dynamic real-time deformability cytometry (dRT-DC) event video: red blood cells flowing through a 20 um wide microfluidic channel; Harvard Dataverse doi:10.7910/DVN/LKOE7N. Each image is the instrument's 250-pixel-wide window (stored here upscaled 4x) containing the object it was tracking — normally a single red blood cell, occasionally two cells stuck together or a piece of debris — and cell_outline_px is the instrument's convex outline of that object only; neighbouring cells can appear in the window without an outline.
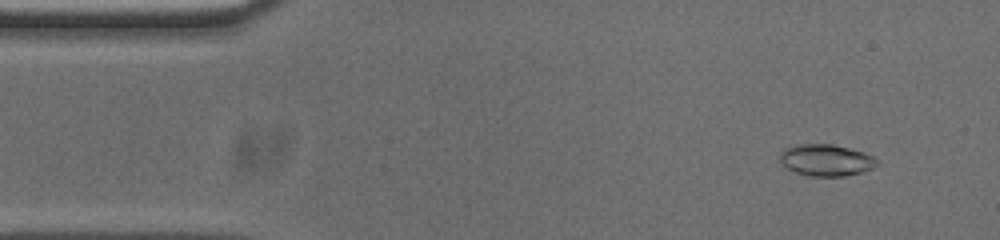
{"species": "common noctule bat (a hibernating species)", "species_latin": "Nyctalus noctula", "temperature_condition": "cold", "stored_images_in_passage": 53, "camera_frame_rate_fps": 3000, "um_per_image_px": 0.085, "animal": {"sex": "male", "body_mass_g": 20.0, "forearm_length_mm": 53.3}, "frame": {"image": 1, "passage_image": 4, "time_ms": 1.0, "image_size_px": [1000, 240], "cell_outline_px": [[880, 164], [864, 172], [844, 176], [812, 176], [796, 172], [780, 164], [780, 152], [784, 148], [796, 144], [832, 144], [864, 152], [872, 156]], "centroid_in_image_um": [70.21, 13.61], "position_along_channel_um": 14.8, "area_um2": 17.98}}
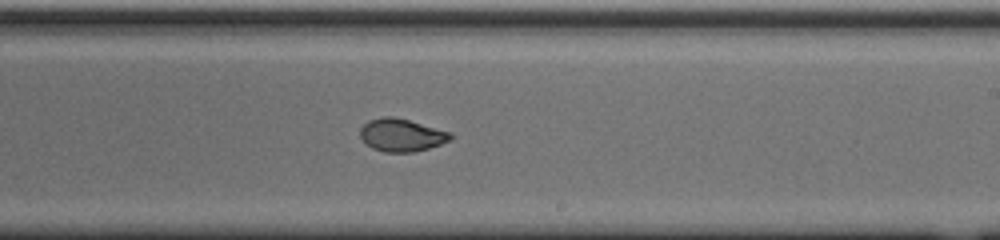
{"frame": {"image": 2, "passage_image": 30, "time_ms": 9.667, "image_size_px": [1000, 240], "cell_outline_px": [[452, 136], [448, 140], [440, 144], [428, 148], [412, 152], [384, 152], [372, 148], [360, 136], [360, 128], [368, 120], [384, 116], [392, 116], [408, 120], [452, 132]], "centroid_in_image_um": [34.11, 11.47], "position_along_channel_um": 254.9, "area_um2": 17.05}}
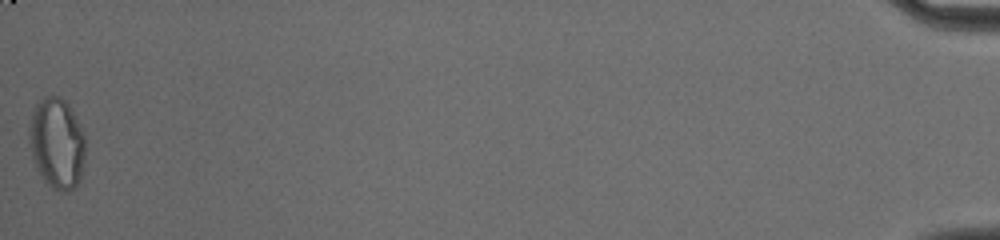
{"frame": {"image": 3, "passage_image": 53, "time_ms": 17.333, "image_size_px": [1000, 240], "cell_outline_px": [[84, 164], [80, 180], [68, 192], [64, 192], [52, 188], [40, 176], [32, 156], [28, 132], [28, 128], [32, 112], [36, 100], [44, 96], [60, 96], [72, 108], [84, 132]], "centroid_in_image_um": [4.83, 12.14], "position_along_channel_um": 430.4, "area_um2": 30.11}, "authors_computed_cell_mechanics": {"area_um2": 17.629, "velocity_mm_per_s": 3.7384, "shape_relaxation_time_tau1_ms": null, "shape_relaxation_time_tau2_ms": 1.5949, "deformation_change_tau1": null, "deformation_change_tau2": 0.0551}}